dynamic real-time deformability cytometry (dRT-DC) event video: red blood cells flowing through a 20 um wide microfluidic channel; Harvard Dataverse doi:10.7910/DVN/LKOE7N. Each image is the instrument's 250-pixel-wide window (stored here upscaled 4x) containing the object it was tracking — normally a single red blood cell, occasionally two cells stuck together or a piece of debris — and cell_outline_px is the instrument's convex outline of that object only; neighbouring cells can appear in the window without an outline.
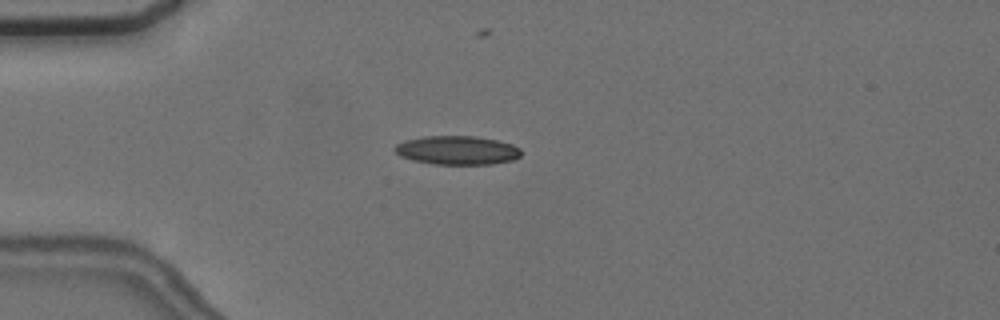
{"species": "common noctule bat (a hibernating species)", "species_latin": "Nyctalus noctula", "temperature_condition": "cold", "stored_images_in_passage": 10, "camera_frame_rate_fps": 3000, "um_per_image_px": 0.085, "animal": {"sex": "female", "body_mass_g": 24.6, "forearm_length_mm": 56.2}, "frame": {"image": 1, "passage_image": 3, "time_ms": 4.0, "image_size_px": [1000, 320], "cell_outline_px": [[520, 156], [512, 160], [492, 164], [432, 164], [412, 160], [400, 156], [392, 148], [396, 144], [404, 140], [424, 136], [476, 136], [496, 140], [512, 144], [520, 148]], "centroid_in_image_um": [38.82, 12.77], "position_along_channel_um": 46.2, "area_um2": 21.27}}
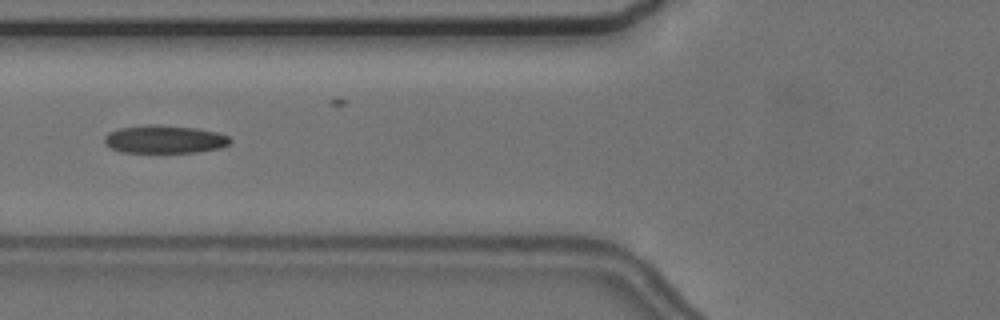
{"frame": {"image": 2, "passage_image": 5, "time_ms": 6.333, "image_size_px": [1000, 320], "cell_outline_px": [[232, 140], [228, 144], [220, 148], [196, 152], [124, 152], [112, 148], [104, 144], [104, 136], [108, 132], [120, 128], [148, 124], [156, 124], [200, 128], [216, 132], [228, 136]], "centroid_in_image_um": [13.98, 11.82], "position_along_channel_um": 111.8, "area_um2": 20.58}}